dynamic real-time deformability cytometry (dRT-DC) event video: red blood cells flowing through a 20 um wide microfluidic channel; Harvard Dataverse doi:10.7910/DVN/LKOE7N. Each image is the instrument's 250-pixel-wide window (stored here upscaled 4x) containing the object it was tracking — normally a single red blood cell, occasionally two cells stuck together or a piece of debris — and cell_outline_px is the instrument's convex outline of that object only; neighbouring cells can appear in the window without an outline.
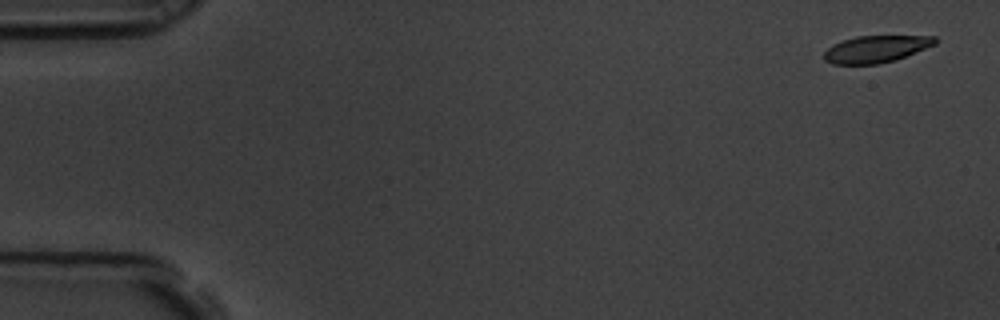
{"species": "common noctule bat (a hibernating species)", "species_latin": "Nyctalus noctula", "temperature_condition": "room temperature", "stored_images_in_passage": 7, "camera_frame_rate_fps": 3000, "um_per_image_px": 0.085, "animal": {"sex": "male", "body_mass_g": 19.5, "forearm_length_mm": 54.6}, "frame": {"image": 1, "passage_image": 1, "time_ms": 0.0, "image_size_px": [1000, 320], "cell_outline_px": [[936, 44], [904, 56], [892, 60], [876, 64], [832, 64], [824, 60], [824, 52], [832, 44], [856, 36], [936, 36]], "centroid_in_image_um": [74.41, 4.16], "position_along_channel_um": 10.6, "area_um2": 17.17}}
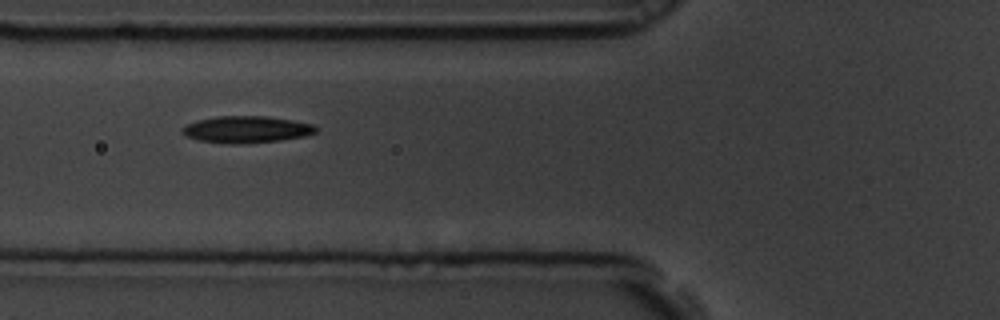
{"frame": {"image": 2, "passage_image": 6, "time_ms": 1.667, "image_size_px": [1000, 320], "cell_outline_px": [[316, 132], [304, 136], [280, 140], [240, 144], [228, 144], [196, 140], [184, 136], [180, 132], [180, 128], [196, 120], [216, 116], [268, 116], [292, 120], [312, 124], [316, 128]], "centroid_in_image_um": [20.87, 11.0], "position_along_channel_um": 104.9, "area_um2": 21.04}}
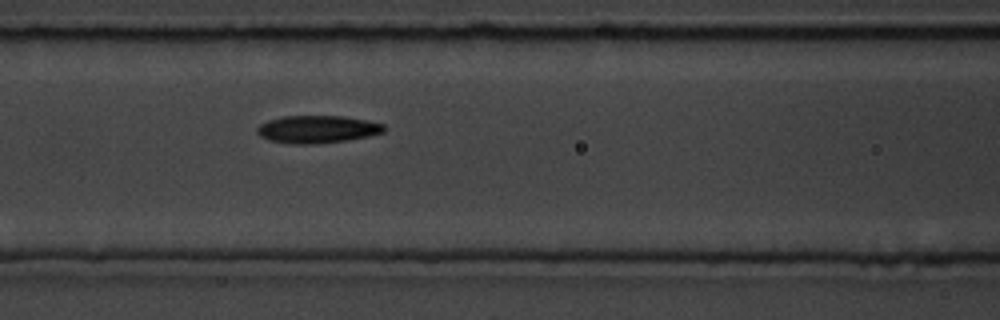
{"frame": {"image": 3, "passage_image": 7, "time_ms": 2.0, "image_size_px": [1000, 320], "cell_outline_px": [[388, 128], [384, 132], [368, 136], [344, 140], [316, 144], [288, 144], [268, 140], [260, 136], [256, 132], [256, 128], [260, 124], [268, 120], [280, 116], [344, 116], [368, 120], [384, 124]], "centroid_in_image_um": [26.96, 10.98], "position_along_channel_um": 139.6, "area_um2": 20.63}}